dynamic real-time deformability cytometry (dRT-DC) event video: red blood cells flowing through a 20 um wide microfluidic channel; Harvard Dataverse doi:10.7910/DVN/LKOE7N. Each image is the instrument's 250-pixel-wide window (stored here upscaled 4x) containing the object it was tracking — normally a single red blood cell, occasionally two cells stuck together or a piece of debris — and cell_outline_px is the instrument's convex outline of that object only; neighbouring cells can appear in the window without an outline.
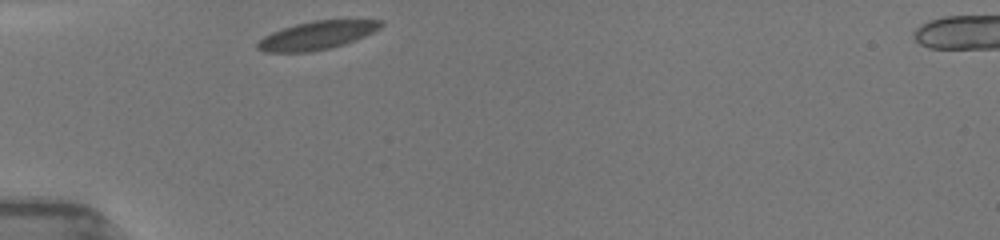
{"species": "common noctule bat (a hibernating species)", "species_latin": "Nyctalus noctula", "temperature_condition": "room temperature", "stored_images_in_passage": 25, "camera_frame_rate_fps": 3000, "um_per_image_px": 0.085, "animal": {"sex": "female", "body_mass_g": 19.5, "forearm_length_mm": 54.1}, "frame": {"image": 1, "passage_image": 1, "time_ms": 0.0, "image_size_px": [1000, 240], "cell_outline_px": [[384, 24], [380, 28], [364, 36], [344, 44], [328, 48], [308, 52], [264, 52], [256, 48], [256, 44], [264, 36], [272, 32], [296, 24], [312, 20], [380, 20]], "centroid_in_image_um": [26.91, 3.0], "position_along_channel_um": 58.1, "area_um2": 20.06}}
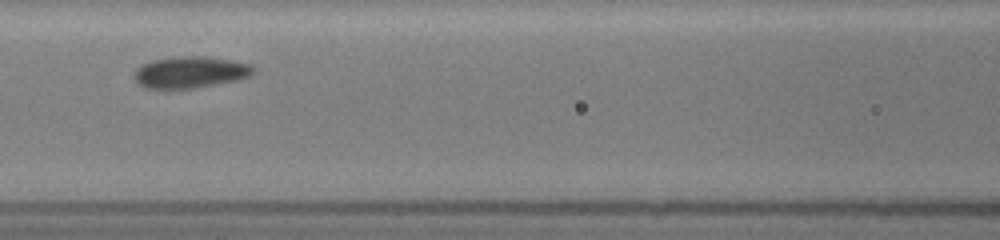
{"frame": {"image": 2, "passage_image": 9, "time_ms": 2.667, "image_size_px": [1000, 240], "cell_outline_px": [[256, 72], [248, 76], [236, 80], [196, 88], [144, 88], [136, 84], [136, 68], [152, 60], [184, 56], [204, 56], [228, 60], [248, 64]], "centroid_in_image_um": [16.15, 6.15], "position_along_channel_um": 150.5, "area_um2": 21.5}}
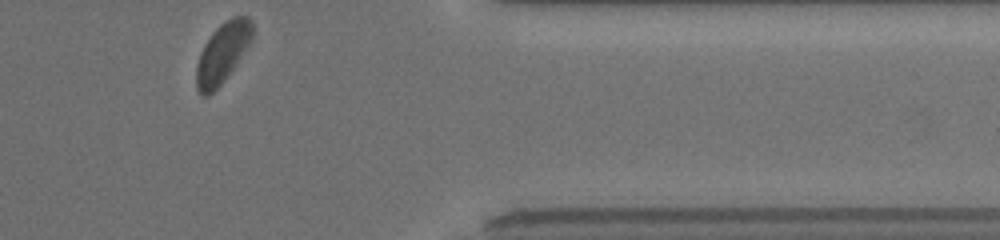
{"frame": {"image": 3, "passage_image": 25, "time_ms": 9.333, "image_size_px": [1000, 240], "cell_outline_px": [[252, 40], [224, 80], [208, 96], [204, 96], [196, 88], [196, 64], [200, 52], [204, 44], [212, 32], [224, 20], [232, 16], [248, 16], [252, 20]], "centroid_in_image_um": [18.9, 4.46], "position_along_channel_um": 392.5, "area_um2": 19.48}, "authors_computed_cell_mechanics": {"area_um2": 20.6346, "velocity_mm_per_s": 3.8691, "shape_relaxation_time_tau1_ms": 1.4641, "shape_relaxation_time_tau2_ms": null, "deformation_change_tau1": 0.0658, "deformation_change_tau2": null}}